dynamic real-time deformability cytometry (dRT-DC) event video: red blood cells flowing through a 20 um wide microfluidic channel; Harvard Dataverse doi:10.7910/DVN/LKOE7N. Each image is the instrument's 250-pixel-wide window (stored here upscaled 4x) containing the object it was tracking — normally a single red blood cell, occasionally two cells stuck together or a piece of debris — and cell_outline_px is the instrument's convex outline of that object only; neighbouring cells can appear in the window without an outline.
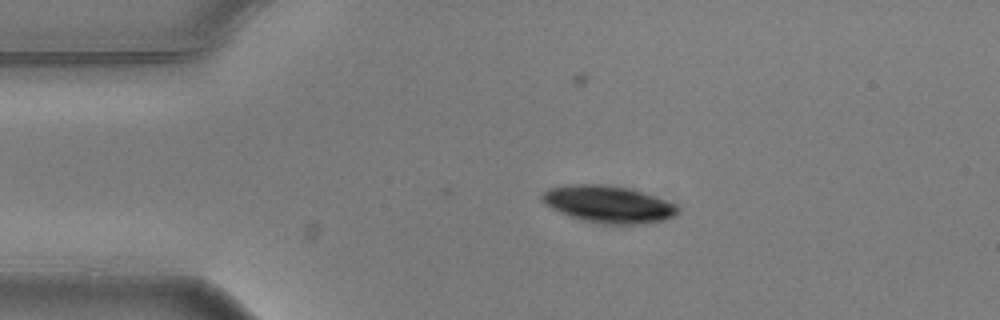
{"species": "common noctule bat (a hibernating species)", "species_latin": "Nyctalus noctula", "temperature_condition": "warm", "stored_images_in_passage": 4, "camera_frame_rate_fps": 3000, "um_per_image_px": 0.085, "animal": {"sex": "male", "body_mass_g": 20.5, "forearm_length_mm": 52.5}, "frame": {"image": 1, "passage_image": 4, "time_ms": 1.0, "image_size_px": [1000, 320], "cell_outline_px": [[680, 212], [676, 216], [664, 220], [648, 224], [604, 224], [580, 220], [560, 212], [544, 204], [540, 200], [540, 196], [548, 188], [572, 184], [604, 184], [632, 188], [644, 192], [676, 204], [680, 208]], "centroid_in_image_um": [51.74, 17.36], "position_along_channel_um": 33.3, "area_um2": 29.82}}